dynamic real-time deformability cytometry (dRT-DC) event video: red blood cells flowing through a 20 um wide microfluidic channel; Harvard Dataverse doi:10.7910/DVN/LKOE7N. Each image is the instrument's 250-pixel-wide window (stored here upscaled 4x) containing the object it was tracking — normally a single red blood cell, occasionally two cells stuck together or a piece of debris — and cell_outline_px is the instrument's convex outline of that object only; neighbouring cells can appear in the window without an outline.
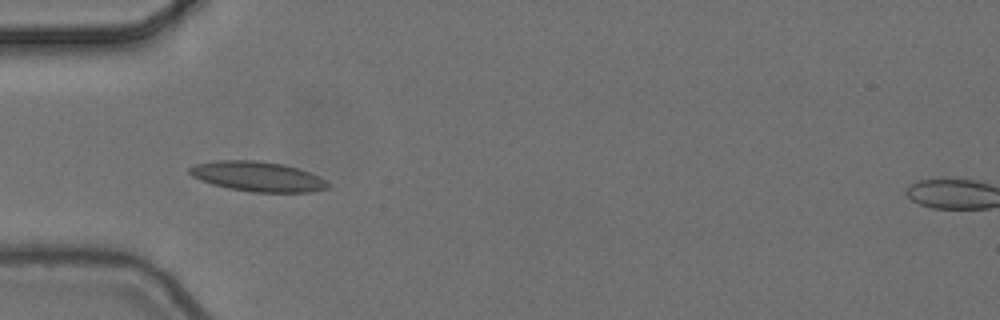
{"species": "common noctule bat (a hibernating species)", "species_latin": "Nyctalus noctula", "temperature_condition": "cold", "stored_images_in_passage": 5, "camera_frame_rate_fps": 3000, "um_per_image_px": 0.085, "animal": {"sex": "female", "body_mass_g": 24.6, "forearm_length_mm": 56.2}, "frame": {"image": 1, "passage_image": 5, "time_ms": 1.333, "image_size_px": [1000, 320], "cell_outline_px": [[332, 184], [328, 188], [308, 192], [252, 192], [228, 188], [212, 184], [200, 180], [192, 176], [188, 172], [188, 168], [196, 164], [216, 160], [252, 160], [284, 164], [320, 176]], "centroid_in_image_um": [21.9, 15.0], "position_along_channel_um": 63.1, "area_um2": 24.16}}